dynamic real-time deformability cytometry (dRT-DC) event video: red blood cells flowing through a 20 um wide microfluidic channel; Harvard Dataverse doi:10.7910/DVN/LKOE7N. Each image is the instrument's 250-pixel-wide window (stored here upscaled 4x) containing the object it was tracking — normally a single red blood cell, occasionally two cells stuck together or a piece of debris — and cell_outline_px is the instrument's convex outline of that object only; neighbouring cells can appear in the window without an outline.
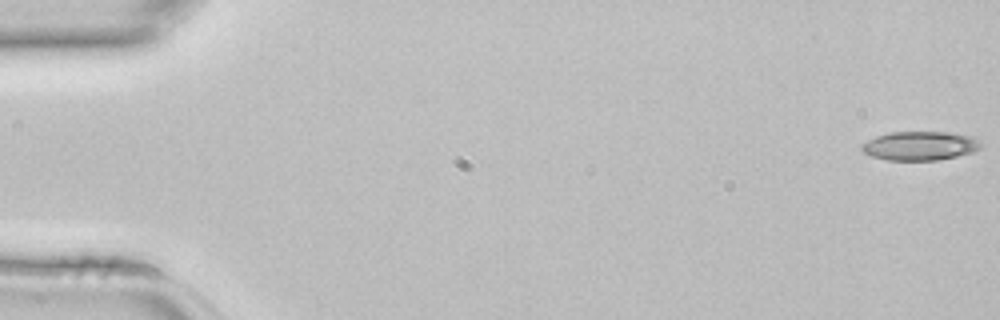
{"species": "common noctule bat (a hibernating species)", "species_latin": "Nyctalus noctula", "temperature_condition": "room temperature", "stored_images_in_passage": 10, "camera_frame_rate_fps": 3000, "um_per_image_px": 0.085, "animal": {"sex": "female", "body_mass_g": 22.7, "forearm_length_mm": 54.2}, "frame": {"image": 1, "passage_image": 1, "time_ms": 0.0, "image_size_px": [1000, 320], "cell_outline_px": [[984, 144], [980, 148], [972, 152], [940, 160], [884, 160], [872, 156], [864, 152], [860, 148], [860, 144], [876, 136], [888, 132], [948, 132], [972, 136]], "centroid_in_image_um": [78.19, 12.39], "position_along_channel_um": 6.8, "area_um2": 20.23}}